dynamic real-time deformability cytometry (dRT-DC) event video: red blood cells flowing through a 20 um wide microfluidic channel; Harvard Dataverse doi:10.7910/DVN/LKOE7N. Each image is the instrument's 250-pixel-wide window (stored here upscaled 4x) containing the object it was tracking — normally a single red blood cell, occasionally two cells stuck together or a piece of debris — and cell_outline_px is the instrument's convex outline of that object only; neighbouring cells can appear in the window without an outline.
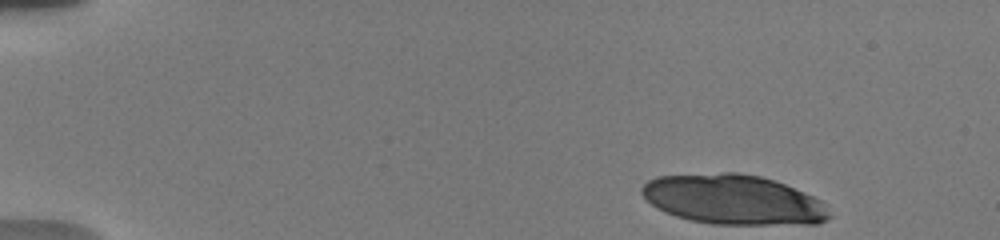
{"species": "human", "species_latin": "Homo sapiens", "temperature_condition": "warm", "stored_images_in_passage": 25, "segment_of_instrument_passage": [1, 2], "camera_frame_rate_fps": 3000, "um_per_image_px": 0.085, "donor": {"sex": "male"}, "frame": {"image": 1, "passage_image": 1, "time_ms": 0.0, "image_size_px": [1000, 240], "cell_outline_px": [[832, 216], [828, 220], [820, 224], [712, 224], [688, 220], [664, 212], [656, 208], [640, 192], [640, 188], [648, 180], [656, 176], [724, 172], [740, 172], [760, 176], [784, 184], [804, 192], [820, 200], [824, 204]], "centroid_in_image_um": [62.32, 16.97], "position_along_channel_um": 22.7, "area_um2": 54.68}}